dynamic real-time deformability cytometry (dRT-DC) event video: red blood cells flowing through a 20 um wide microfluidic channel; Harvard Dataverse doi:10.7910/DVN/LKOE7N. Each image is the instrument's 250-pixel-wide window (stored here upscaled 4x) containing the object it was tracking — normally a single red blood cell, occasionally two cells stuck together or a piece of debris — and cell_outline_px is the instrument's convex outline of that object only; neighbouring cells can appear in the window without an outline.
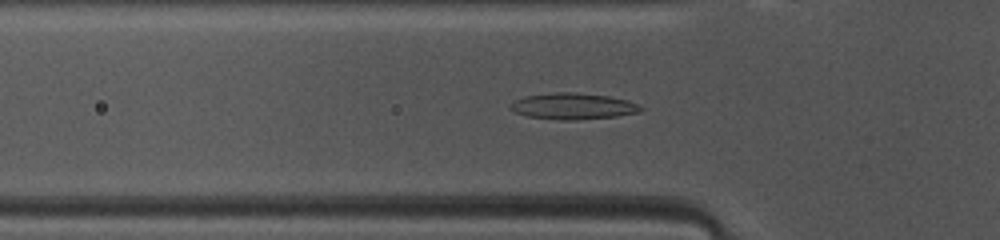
{"species": "common noctule bat (a hibernating species)", "species_latin": "Nyctalus noctula", "temperature_condition": "warm", "stored_images_in_passage": 47, "camera_frame_rate_fps": 3000, "um_per_image_px": 0.085, "animal": {"sex": "female", "body_mass_g": 10.0, "forearm_length_mm": 53.1}, "frame": {"image": 1, "passage_image": 14, "time_ms": 4.333, "image_size_px": [1000, 240], "cell_outline_px": [[644, 108], [640, 112], [616, 116], [576, 120], [560, 120], [528, 116], [516, 112], [508, 108], [508, 104], [524, 96], [556, 92], [576, 92], [608, 96], [628, 100]], "centroid_in_image_um": [48.69, 9.02], "position_along_channel_um": 77.1, "area_um2": 19.94}}
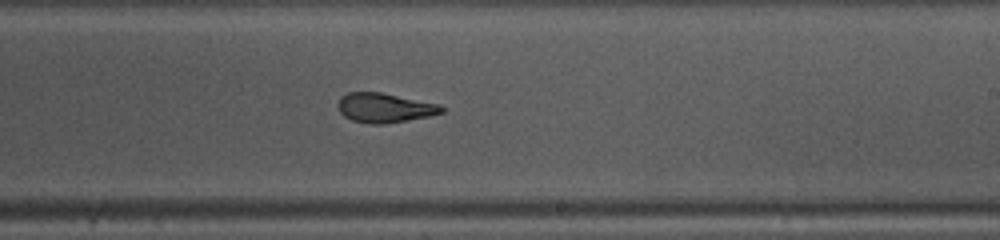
{"frame": {"image": 2, "passage_image": 27, "time_ms": 8.667, "image_size_px": [1000, 240], "cell_outline_px": [[444, 112], [428, 116], [384, 124], [368, 124], [352, 120], [344, 116], [340, 112], [336, 104], [340, 96], [348, 92], [380, 92], [440, 104], [444, 108]], "centroid_in_image_um": [32.65, 9.16], "position_along_channel_um": 256.3, "area_um2": 17.86}}
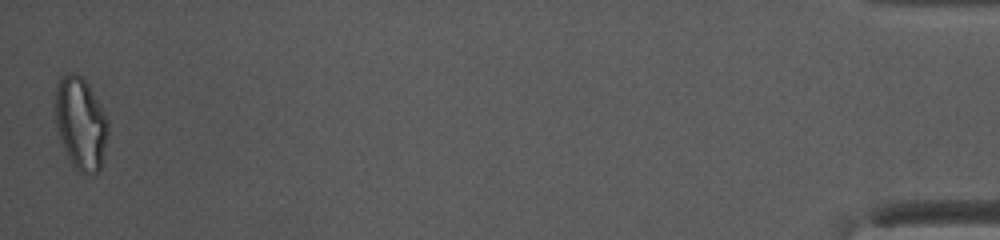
{"frame": {"image": 3, "passage_image": 47, "time_ms": 15.333, "image_size_px": [1000, 240], "cell_outline_px": [[108, 136], [100, 168], [96, 172], [88, 176], [80, 172], [72, 164], [60, 140], [56, 124], [56, 88], [60, 76], [68, 72], [76, 72], [88, 84], [108, 120]], "centroid_in_image_um": [6.86, 10.49], "position_along_channel_um": 428.3, "area_um2": 28.21}, "authors_computed_cell_mechanics": {"area_um2": 19.363, "velocity_mm_per_s": 4.103, "shape_relaxation_time_tau1_ms": 4.0099, "shape_relaxation_time_tau2_ms": 1.4854, "deformation_change_tau1": 0.1639, "deformation_change_tau2": 0.0961}}